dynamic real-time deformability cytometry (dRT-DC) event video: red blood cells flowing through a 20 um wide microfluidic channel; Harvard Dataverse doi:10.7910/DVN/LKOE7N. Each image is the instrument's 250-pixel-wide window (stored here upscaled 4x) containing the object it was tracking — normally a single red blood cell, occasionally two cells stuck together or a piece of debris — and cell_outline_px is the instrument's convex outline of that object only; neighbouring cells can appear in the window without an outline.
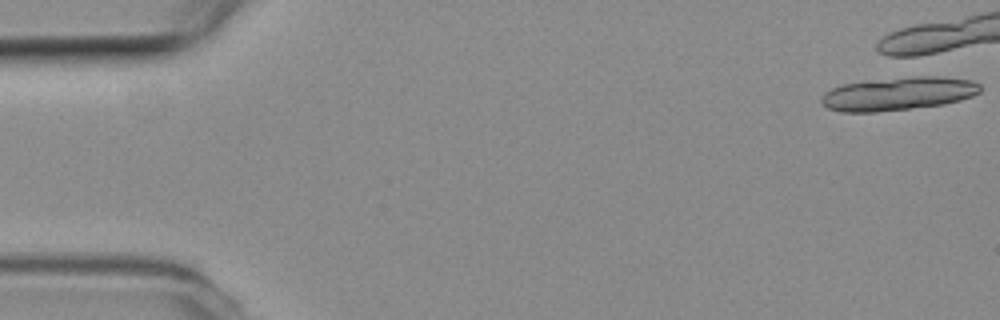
{"species": "common noctule bat (a hibernating species)", "species_latin": "Nyctalus noctula", "temperature_condition": "room temperature", "stored_images_in_passage": 2, "camera_frame_rate_fps": 3000, "um_per_image_px": 0.085, "animal": {"sex": "female", "body_mass_g": 19.3, "forearm_length_mm": 54.1}, "frame": {"image": 1, "passage_image": 1, "time_ms": 0.0, "image_size_px": [1000, 320], "cell_outline_px": [[980, 92], [972, 96], [960, 100], [944, 104], [876, 112], [840, 112], [828, 108], [820, 100], [824, 92], [832, 88], [844, 84], [912, 76], [940, 76], [972, 80], [980, 84]], "centroid_in_image_um": [76.37, 7.96], "position_along_channel_um": 8.6, "area_um2": 30.58}}